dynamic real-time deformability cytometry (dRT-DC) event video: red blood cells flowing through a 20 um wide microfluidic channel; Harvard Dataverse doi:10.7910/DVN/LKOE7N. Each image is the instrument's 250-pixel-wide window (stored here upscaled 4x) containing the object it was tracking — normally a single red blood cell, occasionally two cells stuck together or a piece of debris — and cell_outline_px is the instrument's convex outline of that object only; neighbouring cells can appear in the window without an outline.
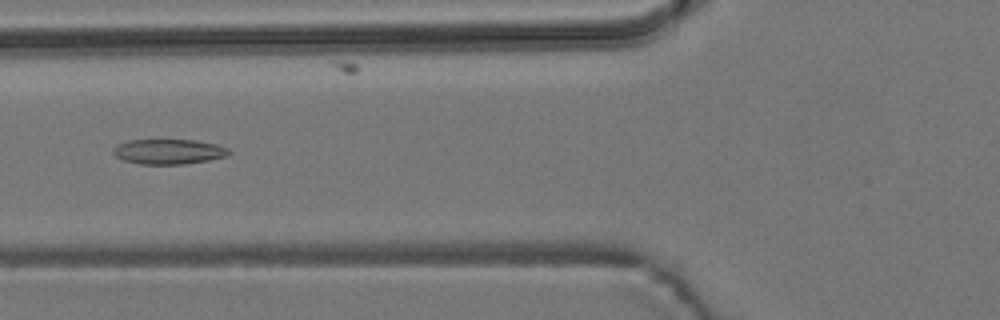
{"species": "common noctule bat (a hibernating species)", "species_latin": "Nyctalus noctula", "temperature_condition": "room temperature", "stored_images_in_passage": 55, "camera_frame_rate_fps": 3000, "um_per_image_px": 0.085, "animal": {"sex": "male", "body_mass_g": 19.2, "forearm_length_mm": 51.8}, "frame": {"image": 1, "passage_image": 21, "time_ms": 6.667, "image_size_px": [1000, 320], "cell_outline_px": [[232, 152], [228, 156], [208, 160], [184, 164], [140, 164], [120, 160], [112, 152], [112, 148], [116, 144], [128, 140], [196, 140], [216, 144], [228, 148]], "centroid_in_image_um": [14.31, 12.89], "position_along_channel_um": 111.5, "area_um2": 17.11}}
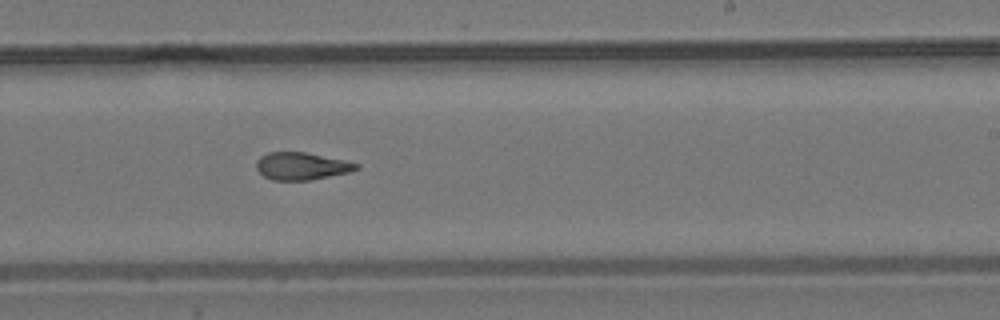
{"frame": {"image": 2, "passage_image": 33, "time_ms": 10.667, "image_size_px": [1000, 320], "cell_outline_px": [[360, 168], [352, 172], [312, 180], [272, 180], [264, 176], [256, 168], [256, 160], [260, 156], [268, 152], [304, 152], [344, 160], [360, 164]], "centroid_in_image_um": [25.65, 14.12], "position_along_channel_um": 263.3, "area_um2": 16.13}}
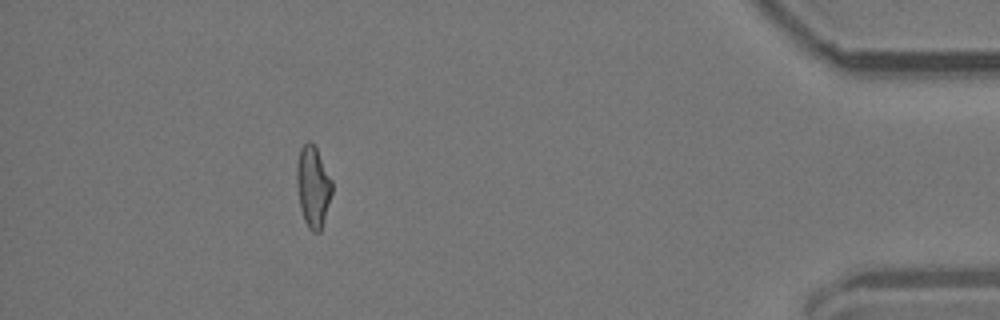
{"frame": {"image": 3, "passage_image": 49, "time_ms": 16.0, "image_size_px": [1000, 320], "cell_outline_px": [[332, 192], [320, 232], [312, 232], [308, 228], [304, 220], [300, 208], [296, 184], [296, 164], [300, 148], [308, 140], [316, 148], [332, 180]], "centroid_in_image_um": [26.58, 15.86], "position_along_channel_um": 408.6, "area_um2": 16.65}}